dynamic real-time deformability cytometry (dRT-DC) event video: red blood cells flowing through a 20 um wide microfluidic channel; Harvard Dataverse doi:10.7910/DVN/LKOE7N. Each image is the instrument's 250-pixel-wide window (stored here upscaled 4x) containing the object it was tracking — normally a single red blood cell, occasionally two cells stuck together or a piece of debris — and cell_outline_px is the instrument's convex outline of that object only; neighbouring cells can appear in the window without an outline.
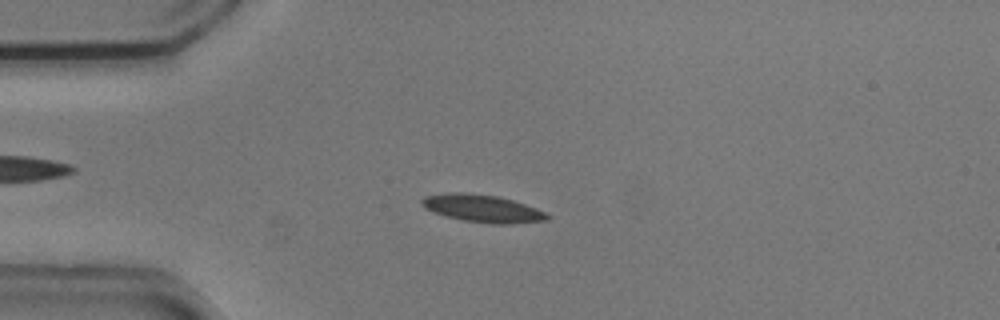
{"species": "common noctule bat (a hibernating species)", "species_latin": "Nyctalus noctula", "temperature_condition": "cold", "stored_images_in_passage": 50, "camera_frame_rate_fps": 3000, "um_per_image_px": 0.085, "animal": {"sex": "male", "body_mass_g": 20.5, "forearm_length_mm": 52.5}, "frame": {"image": 1, "passage_image": 9, "time_ms": 2.667, "image_size_px": [1000, 320], "cell_outline_px": [[552, 216], [548, 220], [512, 224], [492, 224], [464, 220], [432, 212], [424, 208], [420, 204], [420, 200], [424, 196], [444, 192], [464, 192], [496, 196], [512, 200], [536, 208]], "centroid_in_image_um": [40.98, 17.71], "position_along_channel_um": 44.0, "area_um2": 20.23}}
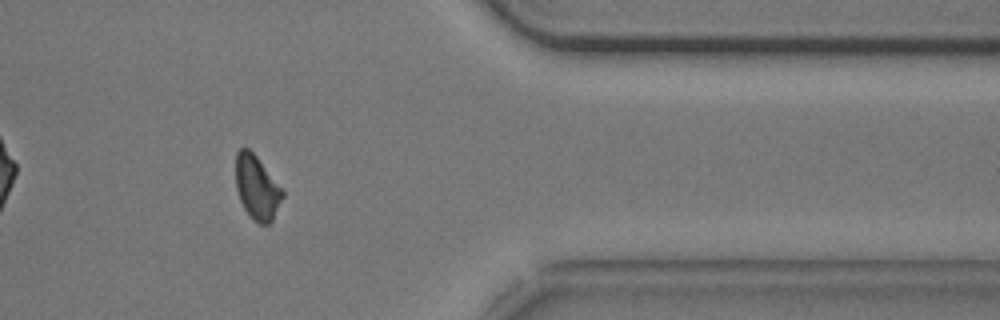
{"frame": {"image": 2, "passage_image": 40, "time_ms": 13.0, "image_size_px": [1000, 320], "cell_outline_px": [[284, 196], [272, 220], [268, 224], [260, 224], [252, 220], [248, 216], [240, 200], [236, 188], [236, 152], [240, 148], [248, 148], [256, 156], [284, 188]], "centroid_in_image_um": [21.85, 15.95], "position_along_channel_um": 389.5, "area_um2": 17.69}}
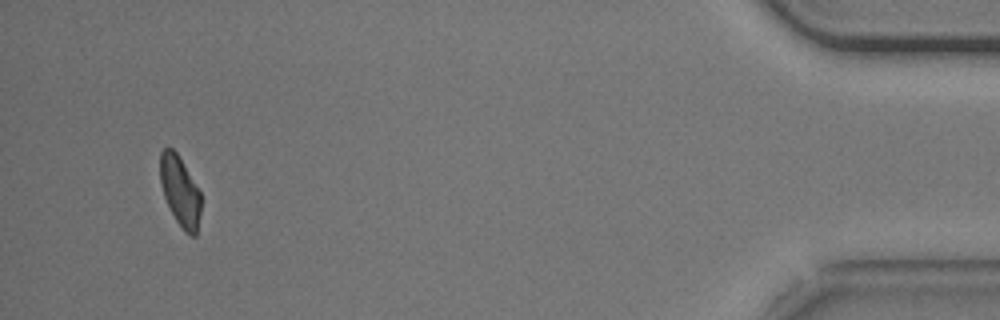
{"frame": {"image": 3, "passage_image": 47, "time_ms": 15.333, "image_size_px": [1000, 320], "cell_outline_px": [[200, 212], [196, 236], [192, 236], [184, 232], [176, 220], [164, 196], [160, 180], [160, 152], [164, 148], [172, 148], [176, 152], [200, 192]], "centroid_in_image_um": [15.29, 16.26], "position_along_channel_um": 419.9, "area_um2": 16.3}, "authors_computed_cell_mechanics": {"area_um2": 18.7272, "velocity_mm_per_s": 3.7171, "shape_relaxation_time_tau1_ms": 6.0762, "shape_relaxation_time_tau2_ms": 9.2087, "deformation_change_tau1": 0.1423, "deformation_change_tau2": 0.1529}}